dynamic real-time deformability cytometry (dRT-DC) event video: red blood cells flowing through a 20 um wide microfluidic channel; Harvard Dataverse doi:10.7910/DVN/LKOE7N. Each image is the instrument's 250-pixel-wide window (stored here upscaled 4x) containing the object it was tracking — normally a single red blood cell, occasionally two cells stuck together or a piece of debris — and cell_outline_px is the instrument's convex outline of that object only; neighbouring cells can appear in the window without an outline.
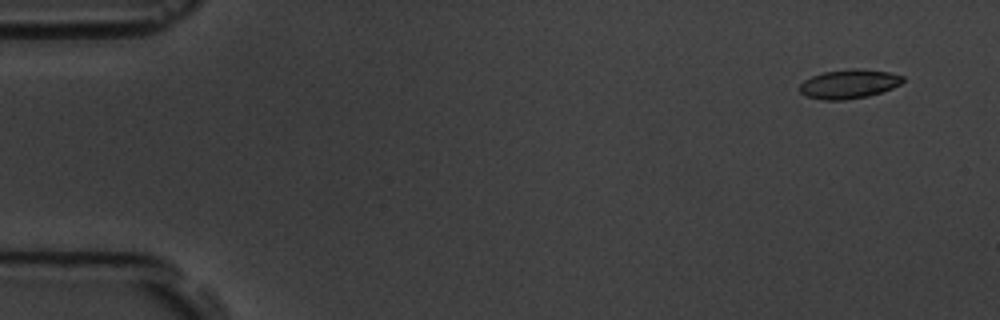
{"species": "common noctule bat (a hibernating species)", "species_latin": "Nyctalus noctula", "temperature_condition": "room temperature", "stored_images_in_passage": 6, "camera_frame_rate_fps": 3000, "um_per_image_px": 0.085, "animal": {"sex": "male", "body_mass_g": 19.5, "forearm_length_mm": 54.6}, "frame": {"image": 1, "passage_image": 1, "time_ms": 0.0, "image_size_px": [1000, 320], "cell_outline_px": [[904, 80], [900, 84], [892, 88], [868, 96], [844, 100], [824, 100], [804, 96], [800, 92], [800, 84], [804, 80], [812, 76], [824, 72], [856, 68], [860, 68], [888, 72], [904, 76]], "centroid_in_image_um": [72.15, 7.14], "position_along_channel_um": 12.9, "area_um2": 17.46}}
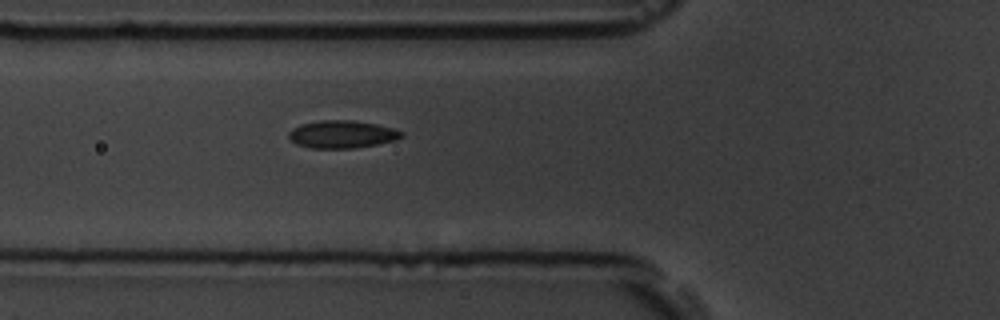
{"frame": {"image": 2, "passage_image": 6, "time_ms": 5.667, "image_size_px": [1000, 320], "cell_outline_px": [[404, 136], [396, 140], [376, 144], [352, 148], [308, 148], [296, 144], [288, 136], [288, 132], [292, 128], [300, 124], [320, 120], [352, 120], [376, 124], [396, 128], [404, 132]], "centroid_in_image_um": [29.08, 11.41], "position_along_channel_um": 96.7, "area_um2": 18.32}}